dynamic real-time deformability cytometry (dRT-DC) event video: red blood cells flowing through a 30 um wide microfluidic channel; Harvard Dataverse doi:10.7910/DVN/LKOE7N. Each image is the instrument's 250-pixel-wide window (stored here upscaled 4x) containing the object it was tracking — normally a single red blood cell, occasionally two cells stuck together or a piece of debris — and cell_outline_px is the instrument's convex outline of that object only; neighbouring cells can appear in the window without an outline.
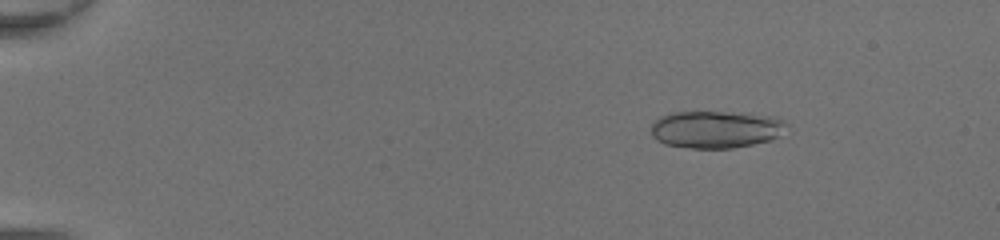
{"species": "common noctule bat (a hibernating species)", "species_latin": "Nyctalus noctula", "temperature_condition": "room temperature", "stored_images_in_passage": 48, "segment_of_instrument_passage": [1, 2], "camera_frame_rate_fps": 3000, "um_per_image_px": 0.085, "animal": {"sex": "female", "body_mass_g": 20.0, "forearm_length_mm": 54.0}, "frame": {"image": 1, "passage_image": 8, "time_ms": 2.333, "image_size_px": [1000, 240], "cell_outline_px": [[788, 124], [772, 140], [732, 148], [692, 148], [664, 144], [656, 140], [652, 136], [648, 128], [660, 116], [668, 112], [744, 112], [776, 116], [784, 120]], "centroid_in_image_um": [60.81, 10.98], "position_along_channel_um": 24.2, "area_um2": 29.82}}
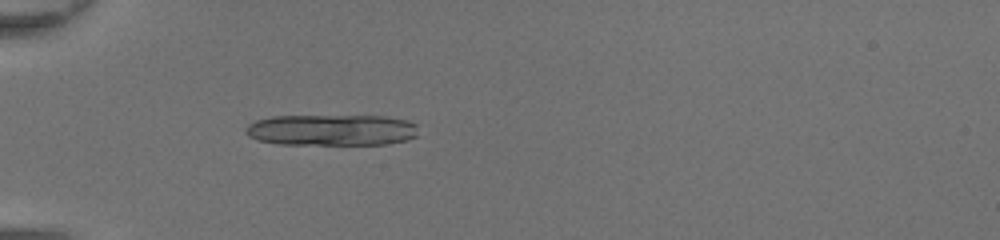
{"frame": {"image": 2, "passage_image": 17, "time_ms": 5.333, "image_size_px": [1000, 240], "cell_outline_px": [[416, 136], [408, 140], [388, 144], [276, 144], [256, 140], [248, 136], [244, 132], [244, 128], [248, 124], [256, 120], [272, 116], [384, 116], [408, 120], [416, 124]], "centroid_in_image_um": [28.15, 11.05], "position_along_channel_um": 56.9, "area_um2": 31.67}}